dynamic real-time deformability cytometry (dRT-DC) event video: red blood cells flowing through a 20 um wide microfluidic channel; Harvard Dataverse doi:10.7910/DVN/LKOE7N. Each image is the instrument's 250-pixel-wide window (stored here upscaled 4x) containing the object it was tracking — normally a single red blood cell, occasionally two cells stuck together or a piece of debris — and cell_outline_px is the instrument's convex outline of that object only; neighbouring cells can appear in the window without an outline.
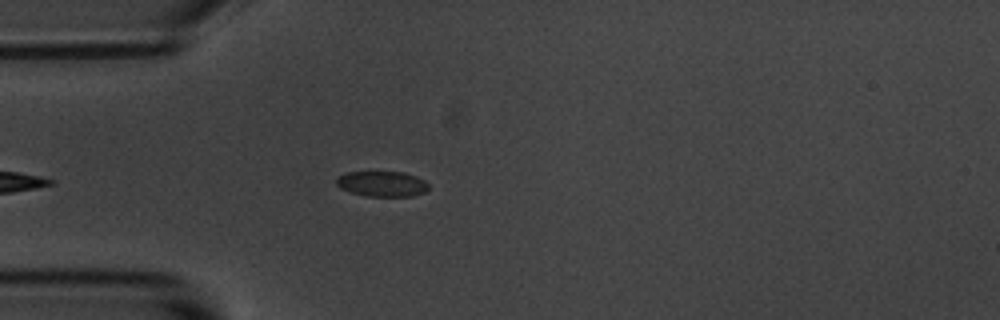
{"species": "common noctule bat (a hibernating species)", "species_latin": "Nyctalus noctula", "temperature_condition": "room temperature", "stored_images_in_passage": 4, "camera_frame_rate_fps": 3000, "um_per_image_px": 0.085, "animal": {"sex": "male", "body_mass_g": 20.1, "forearm_length_mm": 53.5}, "frame": {"image": 1, "passage_image": 4, "time_ms": 3.667, "image_size_px": [1000, 320], "cell_outline_px": [[428, 188], [424, 192], [412, 196], [368, 196], [352, 192], [340, 188], [336, 184], [336, 176], [344, 172], [404, 172], [416, 176], [424, 180], [428, 184]], "centroid_in_image_um": [32.45, 15.61], "position_along_channel_um": 52.5, "area_um2": 13.64}}